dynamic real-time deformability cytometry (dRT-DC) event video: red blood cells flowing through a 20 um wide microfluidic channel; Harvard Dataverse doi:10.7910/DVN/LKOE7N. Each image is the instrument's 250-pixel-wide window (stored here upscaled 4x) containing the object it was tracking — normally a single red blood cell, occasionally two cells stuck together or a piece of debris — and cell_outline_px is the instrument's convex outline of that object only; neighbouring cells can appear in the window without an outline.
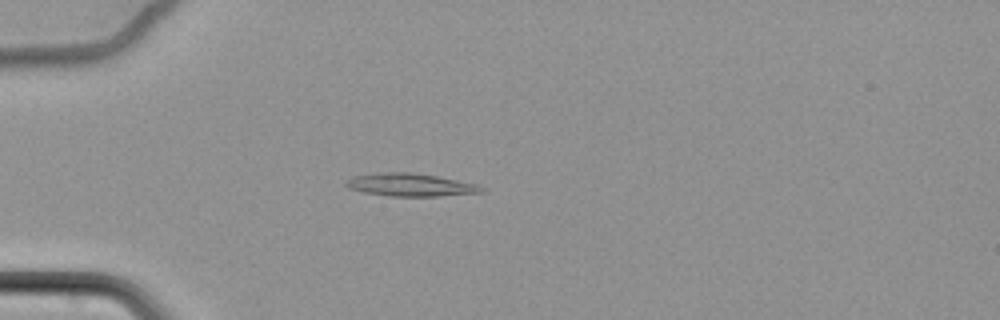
{"species": "common noctule bat (a hibernating species)", "species_latin": "Nyctalus noctula", "temperature_condition": "cold", "stored_images_in_passage": 9, "camera_frame_rate_fps": 3000, "um_per_image_px": 0.085, "animal": {"sex": "female", "body_mass_g": 22.7, "forearm_length_mm": 54.2}, "frame": {"image": 1, "passage_image": 6, "time_ms": 1.667, "image_size_px": [1000, 320], "cell_outline_px": [[484, 192], [440, 196], [392, 196], [364, 192], [348, 188], [344, 184], [344, 180], [352, 176], [380, 172], [412, 172], [436, 176], [476, 184], [484, 188]], "centroid_in_image_um": [34.83, 15.7], "position_along_channel_um": 50.2, "area_um2": 18.03}}
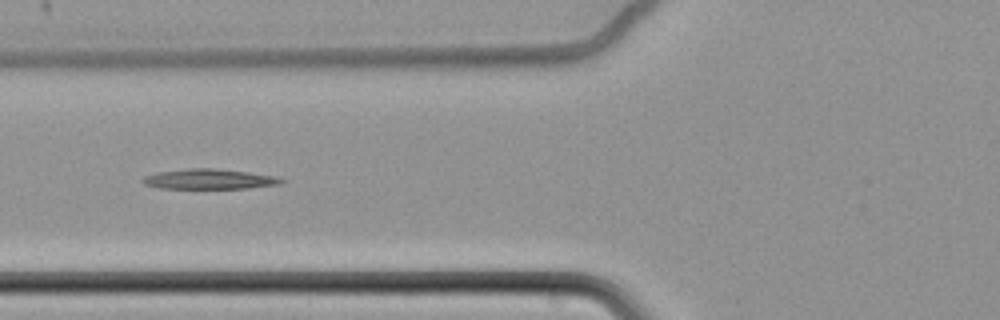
{"frame": {"image": 2, "passage_image": 8, "time_ms": 2.333, "image_size_px": [1000, 320], "cell_outline_px": [[288, 180], [280, 184], [248, 188], [160, 188], [144, 184], [140, 180], [144, 176], [156, 172], [188, 168], [216, 168], [248, 172], [276, 176]], "centroid_in_image_um": [17.79, 15.21], "position_along_channel_um": 108.0, "area_um2": 16.36}}
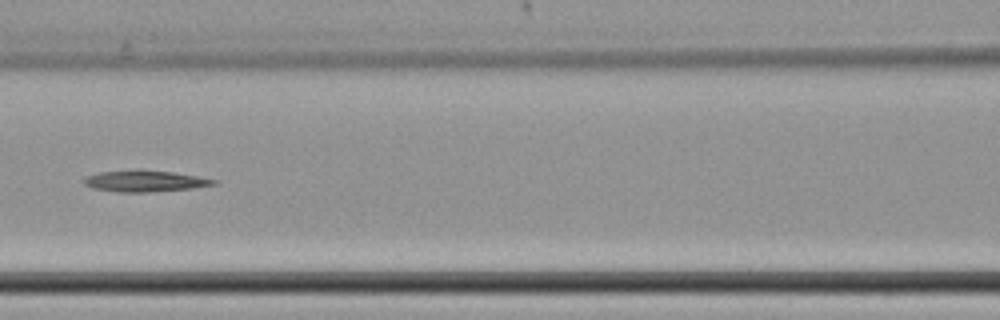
{"frame": {"image": 3, "passage_image": 9, "time_ms": 2.667, "image_size_px": [1000, 320], "cell_outline_px": [[220, 184], [192, 188], [152, 192], [116, 192], [92, 188], [84, 184], [84, 180], [88, 176], [100, 172], [136, 168], [172, 172], [196, 176], [216, 180]], "centroid_in_image_um": [12.31, 15.38], "position_along_channel_um": 154.3, "area_um2": 16.36}}